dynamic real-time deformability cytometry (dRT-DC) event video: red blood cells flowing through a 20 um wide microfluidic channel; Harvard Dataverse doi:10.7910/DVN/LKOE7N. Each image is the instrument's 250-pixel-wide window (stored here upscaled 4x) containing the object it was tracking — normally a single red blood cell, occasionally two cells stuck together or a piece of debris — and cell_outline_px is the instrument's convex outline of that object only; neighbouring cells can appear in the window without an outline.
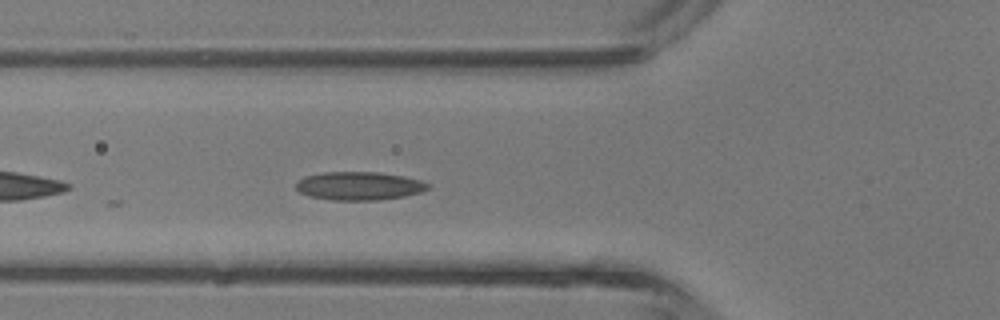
{"species": "common noctule bat (a hibernating species)", "species_latin": "Nyctalus noctula", "temperature_condition": "room temperature", "stored_images_in_passage": 23, "camera_frame_rate_fps": 3000, "um_per_image_px": 0.085, "animal": {"sex": "male", "body_mass_g": 13.3}, "frame": {"image": 1, "passage_image": 2, "time_ms": 0.333, "image_size_px": [1000, 320], "cell_outline_px": [[428, 188], [420, 192], [400, 196], [372, 200], [336, 200], [312, 196], [300, 192], [296, 188], [296, 184], [300, 180], [308, 176], [328, 172], [372, 172], [400, 176], [416, 180], [428, 184]], "centroid_in_image_um": [30.48, 15.8], "position_along_channel_um": 95.3, "area_um2": 20.81}}
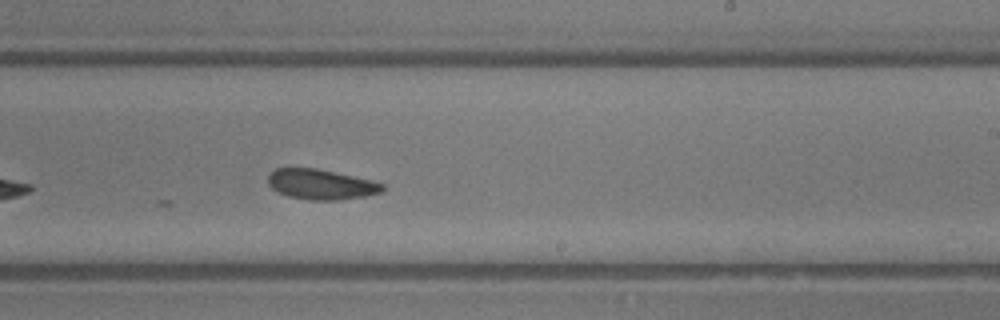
{"frame": {"image": 2, "passage_image": 12, "time_ms": 3.667, "image_size_px": [1000, 320], "cell_outline_px": [[384, 188], [380, 192], [364, 196], [332, 200], [316, 200], [292, 196], [280, 192], [272, 188], [268, 184], [268, 176], [276, 168], [316, 168], [368, 180], [384, 184]], "centroid_in_image_um": [27.26, 15.66], "position_along_channel_um": 261.7, "area_um2": 19.42}}
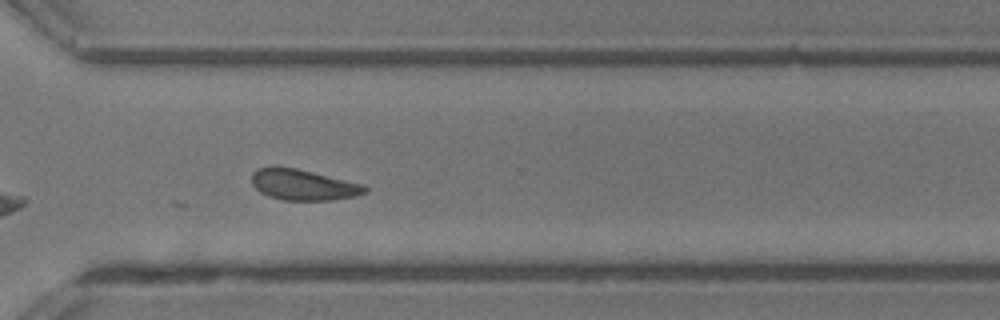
{"frame": {"image": 3, "passage_image": 17, "time_ms": 5.333, "image_size_px": [1000, 320], "cell_outline_px": [[368, 188], [364, 192], [352, 196], [328, 200], [284, 200], [268, 196], [260, 192], [252, 184], [252, 176], [260, 168], [296, 168], [360, 184]], "centroid_in_image_um": [25.73, 15.73], "position_along_channel_um": 344.9, "area_um2": 19.42}}